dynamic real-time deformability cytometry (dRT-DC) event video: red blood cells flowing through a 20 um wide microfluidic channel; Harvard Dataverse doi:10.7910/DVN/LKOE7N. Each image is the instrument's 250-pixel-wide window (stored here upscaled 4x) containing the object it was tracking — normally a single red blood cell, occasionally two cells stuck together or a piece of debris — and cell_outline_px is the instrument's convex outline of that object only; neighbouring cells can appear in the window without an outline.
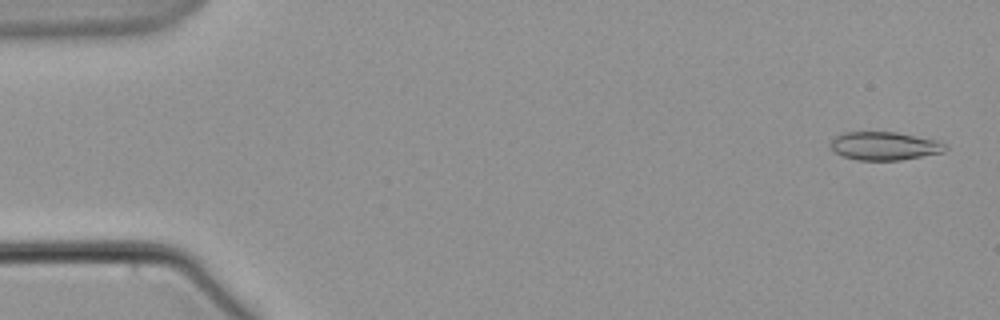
{"species": "common noctule bat (a hibernating species)", "species_latin": "Nyctalus noctula", "temperature_condition": "warm", "stored_images_in_passage": 7, "camera_frame_rate_fps": 3000, "um_per_image_px": 0.085, "animal": {"sex": "male", "body_mass_g": 21.5, "forearm_length_mm": 52.0}, "frame": {"image": 1, "passage_image": 1, "time_ms": 0.0, "image_size_px": [1000, 320], "cell_outline_px": [[948, 148], [944, 152], [900, 160], [856, 160], [844, 156], [836, 152], [828, 144], [832, 136], [844, 132], [896, 132], [940, 140], [948, 144]], "centroid_in_image_um": [75.2, 12.39], "position_along_channel_um": 9.8, "area_um2": 19.25}}
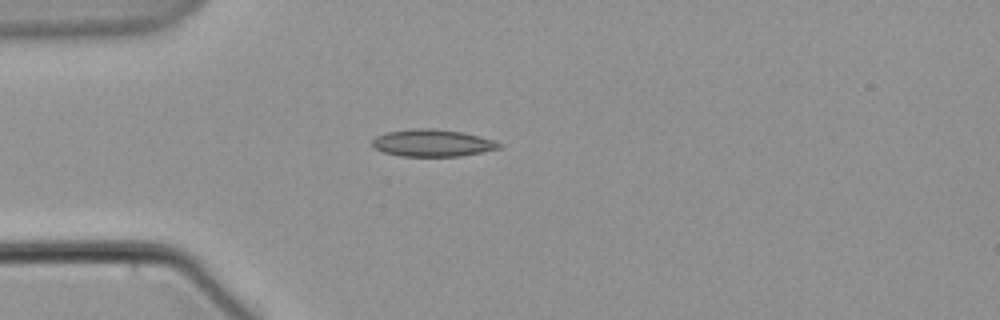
{"frame": {"image": 2, "passage_image": 5, "time_ms": 5.0, "image_size_px": [1000, 320], "cell_outline_px": [[504, 144], [500, 148], [460, 156], [400, 156], [384, 152], [376, 148], [372, 144], [372, 140], [376, 136], [388, 132], [412, 128], [432, 128], [464, 132], [496, 140]], "centroid_in_image_um": [36.8, 12.14], "position_along_channel_um": 48.2, "area_um2": 20.11}}
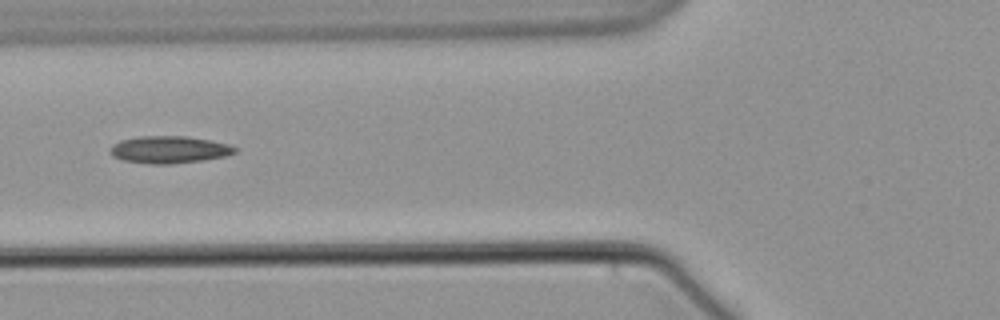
{"frame": {"image": 3, "passage_image": 7, "time_ms": 7.333, "image_size_px": [1000, 320], "cell_outline_px": [[236, 152], [224, 156], [204, 160], [172, 164], [148, 164], [120, 160], [112, 156], [108, 152], [108, 148], [112, 144], [120, 140], [140, 136], [188, 136], [228, 144], [236, 148]], "centroid_in_image_um": [14.29, 12.72], "position_along_channel_um": 111.5, "area_um2": 20.0}}